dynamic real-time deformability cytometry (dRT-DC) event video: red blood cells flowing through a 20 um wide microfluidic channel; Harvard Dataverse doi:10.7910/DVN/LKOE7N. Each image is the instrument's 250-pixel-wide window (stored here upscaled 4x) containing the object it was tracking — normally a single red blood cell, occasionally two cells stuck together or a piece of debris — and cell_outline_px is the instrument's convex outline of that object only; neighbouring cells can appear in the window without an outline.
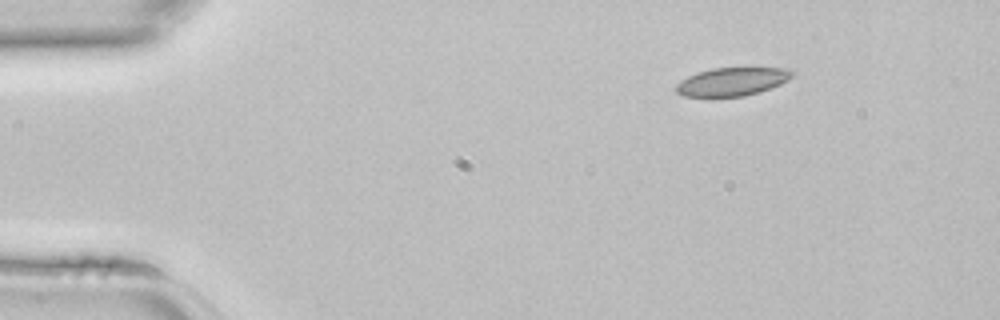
{"species": "common noctule bat (a hibernating species)", "species_latin": "Nyctalus noctula", "temperature_condition": "room temperature", "stored_images_in_passage": 40, "camera_frame_rate_fps": 3000, "um_per_image_px": 0.085, "animal": {"sex": "female", "body_mass_g": 22.7, "forearm_length_mm": 54.2}, "frame": {"image": 1, "passage_image": 1, "time_ms": 0.0, "image_size_px": [1000, 320], "cell_outline_px": [[792, 76], [788, 80], [780, 84], [744, 96], [684, 96], [676, 92], [676, 84], [680, 80], [696, 72], [712, 68], [792, 68]], "centroid_in_image_um": [62.2, 6.92], "position_along_channel_um": 22.8, "area_um2": 18.9}}
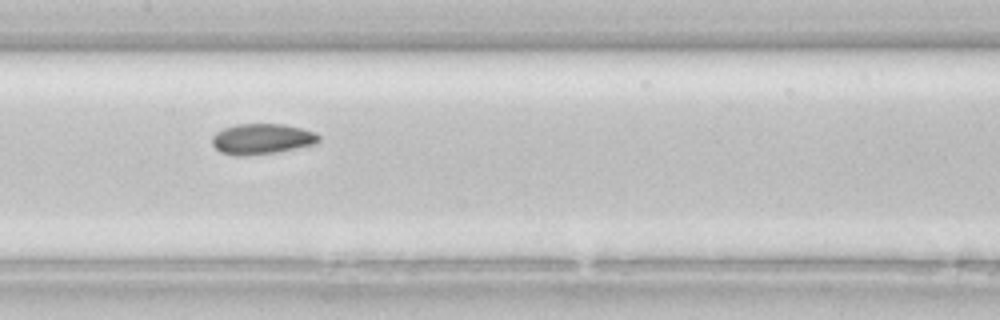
{"frame": {"image": 2, "passage_image": 17, "time_ms": 5.333, "image_size_px": [1000, 320], "cell_outline_px": [[320, 140], [316, 144], [276, 152], [248, 156], [236, 156], [220, 152], [212, 144], [212, 136], [216, 132], [224, 128], [236, 124], [284, 124], [316, 132], [320, 136]], "centroid_in_image_um": [22.26, 11.81], "position_along_channel_um": 185.1, "area_um2": 19.13}}
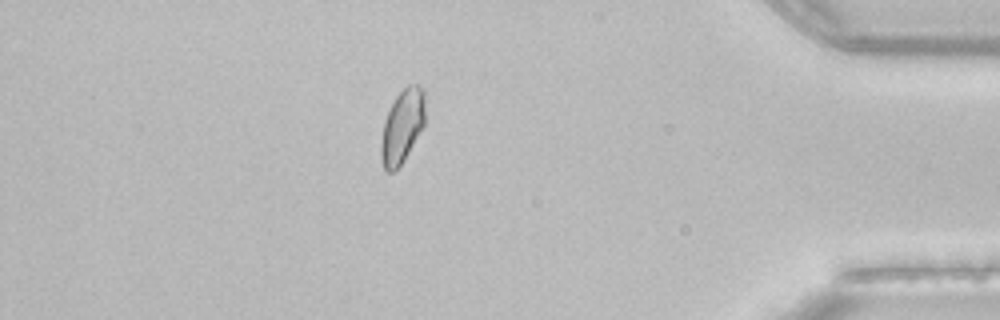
{"frame": {"image": 3, "passage_image": 34, "time_ms": 11.0, "image_size_px": [1000, 320], "cell_outline_px": [[424, 124], [404, 160], [392, 172], [384, 172], [380, 156], [380, 144], [384, 120], [396, 96], [408, 84], [420, 84], [424, 88]], "centroid_in_image_um": [34.17, 10.73], "position_along_channel_um": 401.0, "area_um2": 18.84}}